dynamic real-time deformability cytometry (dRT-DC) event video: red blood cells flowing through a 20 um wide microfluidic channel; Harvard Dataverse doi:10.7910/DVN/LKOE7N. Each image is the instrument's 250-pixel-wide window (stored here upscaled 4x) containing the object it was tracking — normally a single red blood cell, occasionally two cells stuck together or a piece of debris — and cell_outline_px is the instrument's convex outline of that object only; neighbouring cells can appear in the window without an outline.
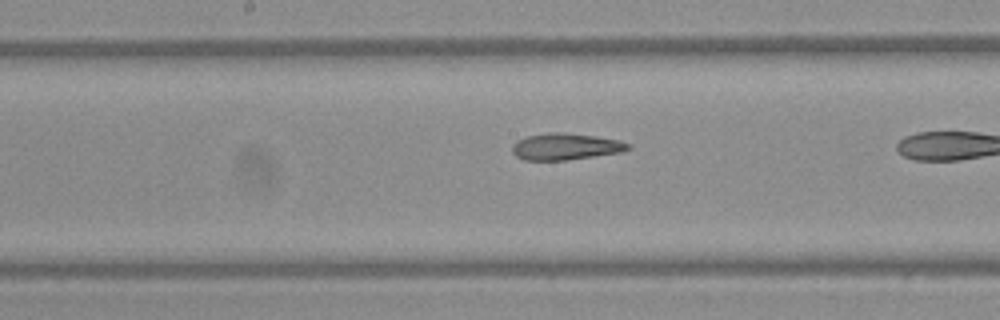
{"species": "Egyptian fruit bat (a non-hibernating species)", "species_latin": "Rousettus aegyptiacus", "temperature_condition": "warm", "stored_images_in_passage": 33, "camera_frame_rate_fps": 3000, "um_per_image_px": 0.085, "frame": {"image": 1, "passage_image": 24, "time_ms": 7.667, "image_size_px": [1000, 320], "cell_outline_px": [[632, 148], [620, 152], [564, 160], [524, 160], [516, 156], [512, 152], [512, 144], [516, 140], [524, 136], [548, 132], [564, 132], [596, 136], [620, 140], [632, 144]], "centroid_in_image_um": [48.05, 12.44], "position_along_channel_um": 200.1, "area_um2": 18.15}}